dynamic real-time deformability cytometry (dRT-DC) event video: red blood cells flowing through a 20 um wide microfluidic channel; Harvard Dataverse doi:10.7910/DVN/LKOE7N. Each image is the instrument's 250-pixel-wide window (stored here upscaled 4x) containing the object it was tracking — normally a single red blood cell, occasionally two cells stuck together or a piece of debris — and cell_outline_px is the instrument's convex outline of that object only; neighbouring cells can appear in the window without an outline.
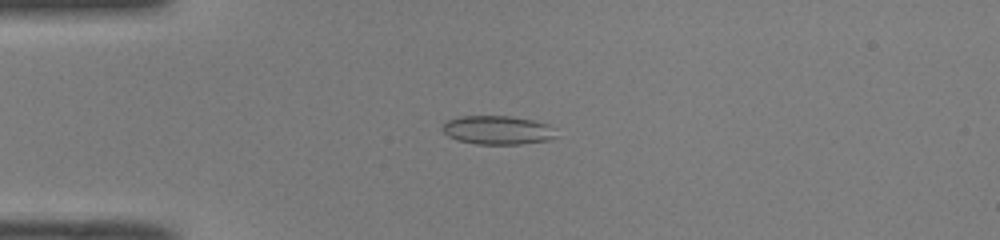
{"species": "common noctule bat (a hibernating species)", "species_latin": "Nyctalus noctula", "temperature_condition": "room temperature", "stored_images_in_passage": 49, "camera_frame_rate_fps": 3000, "um_per_image_px": 0.085, "animal": {"sex": "male", "body_mass_g": 19.0, "forearm_length_mm": 50.8}, "frame": {"image": 1, "passage_image": 12, "time_ms": 3.667, "image_size_px": [1000, 240], "cell_outline_px": [[556, 136], [548, 140], [520, 144], [476, 144], [456, 140], [448, 136], [440, 128], [444, 120], [460, 116], [508, 116], [532, 120], [548, 124]], "centroid_in_image_um": [42.2, 11.05], "position_along_channel_um": 42.8, "area_um2": 19.07}}
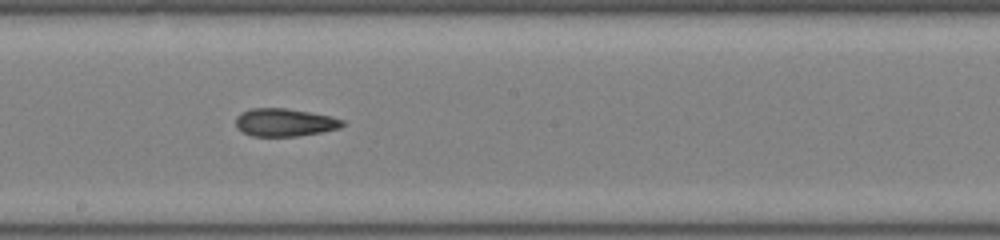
{"frame": {"image": 2, "passage_image": 27, "time_ms": 8.667, "image_size_px": [1000, 240], "cell_outline_px": [[344, 124], [340, 128], [320, 132], [296, 136], [252, 136], [236, 128], [236, 116], [240, 112], [248, 108], [284, 108], [332, 116], [344, 120]], "centroid_in_image_um": [24.16, 10.4], "position_along_channel_um": 224.0, "area_um2": 17.34}}
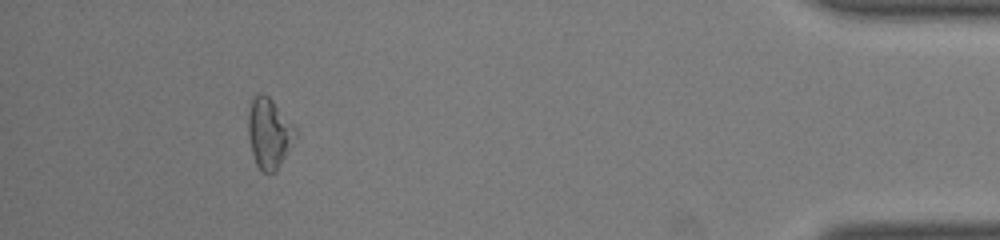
{"frame": {"image": 3, "passage_image": 45, "time_ms": 14.667, "image_size_px": [1000, 240], "cell_outline_px": [[296, 136], [276, 172], [260, 172], [256, 164], [252, 152], [248, 136], [248, 112], [252, 100], [260, 92], [268, 96], [272, 100], [296, 128]], "centroid_in_image_um": [22.86, 11.34], "position_along_channel_um": 412.3, "area_um2": 19.07}, "authors_computed_cell_mechanics": {"area_um2": 18.6116, "velocity_mm_per_s": 4.1179, "shape_relaxation_time_tau1_ms": null, "shape_relaxation_time_tau2_ms": 3.6306, "deformation_change_tau1": null, "deformation_change_tau2": 0.1174}}